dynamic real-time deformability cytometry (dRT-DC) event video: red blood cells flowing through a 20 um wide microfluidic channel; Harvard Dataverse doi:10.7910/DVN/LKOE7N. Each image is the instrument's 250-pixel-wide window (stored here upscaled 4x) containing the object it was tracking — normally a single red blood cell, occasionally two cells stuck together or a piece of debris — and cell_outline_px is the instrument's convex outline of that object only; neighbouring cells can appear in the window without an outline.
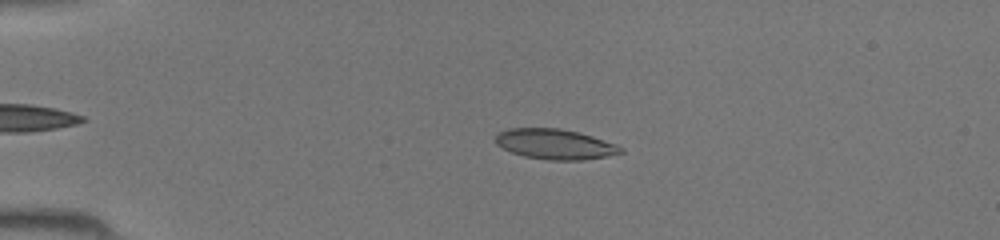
{"species": "common noctule bat (a hibernating species)", "species_latin": "Nyctalus noctula", "temperature_condition": "room temperature", "stored_images_in_passage": 39, "camera_frame_rate_fps": 3000, "um_per_image_px": 0.085, "animal": {"sex": "female", "body_mass_g": 19.5, "forearm_length_mm": 54.1}, "frame": {"image": 1, "passage_image": 10, "time_ms": 3.0, "image_size_px": [1000, 240], "cell_outline_px": [[624, 152], [608, 156], [584, 160], [548, 160], [524, 156], [512, 152], [496, 144], [492, 140], [496, 132], [508, 128], [560, 128], [580, 132], [616, 144], [624, 148]], "centroid_in_image_um": [47.15, 12.24], "position_along_channel_um": 37.8, "area_um2": 22.37}}
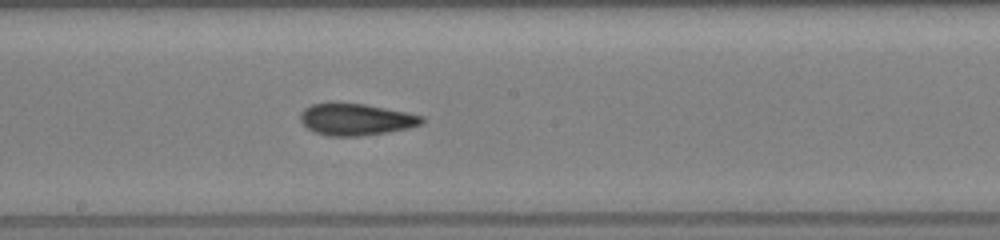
{"frame": {"image": 2, "passage_image": 25, "time_ms": 8.0, "image_size_px": [1000, 240], "cell_outline_px": [[424, 120], [420, 124], [408, 128], [388, 132], [360, 136], [328, 136], [316, 132], [308, 128], [300, 120], [300, 112], [304, 108], [312, 104], [332, 100], [364, 104], [408, 112], [424, 116]], "centroid_in_image_um": [30.22, 10.11], "position_along_channel_um": 218.0, "area_um2": 22.95}}
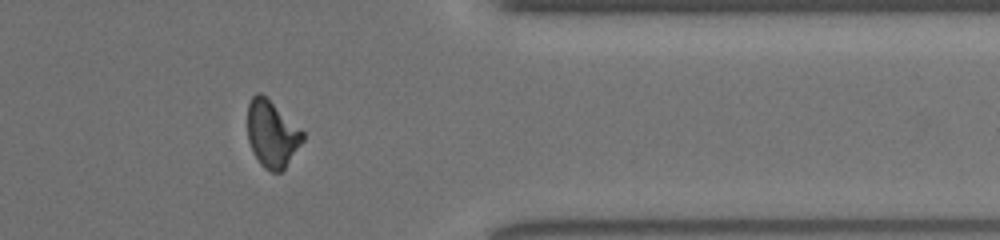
{"frame": {"image": 3, "passage_image": 37, "time_ms": 12.0, "image_size_px": [1000, 240], "cell_outline_px": [[304, 140], [284, 168], [280, 172], [272, 172], [264, 168], [260, 164], [252, 152], [248, 140], [248, 104], [252, 96], [256, 92], [260, 92], [304, 132]], "centroid_in_image_um": [23.09, 11.4], "position_along_channel_um": 388.3, "area_um2": 21.21}}